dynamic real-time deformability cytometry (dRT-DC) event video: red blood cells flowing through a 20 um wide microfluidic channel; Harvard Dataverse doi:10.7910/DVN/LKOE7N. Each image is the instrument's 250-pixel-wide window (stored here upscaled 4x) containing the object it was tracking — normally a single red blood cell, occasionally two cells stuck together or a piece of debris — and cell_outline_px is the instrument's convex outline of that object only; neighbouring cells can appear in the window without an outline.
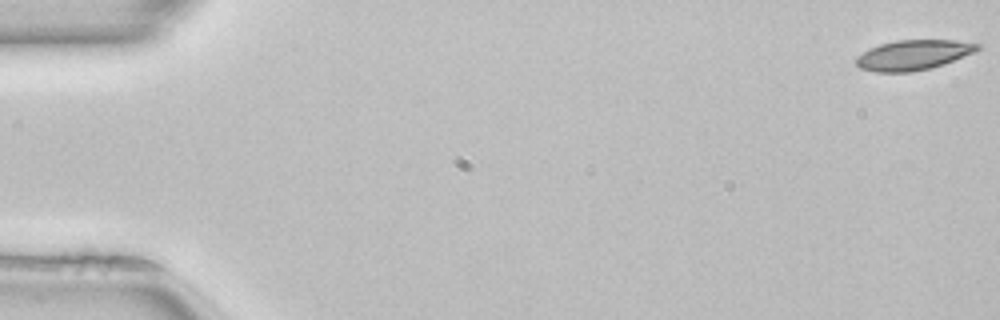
{"species": "common noctule bat (a hibernating species)", "species_latin": "Nyctalus noctula", "temperature_condition": "room temperature", "stored_images_in_passage": 8, "camera_frame_rate_fps": 3000, "um_per_image_px": 0.085, "animal": {"sex": "female", "body_mass_g": 22.7, "forearm_length_mm": 54.2}, "frame": {"image": 1, "passage_image": 1, "time_ms": 0.0, "image_size_px": [1000, 320], "cell_outline_px": [[980, 48], [972, 52], [944, 64], [928, 68], [908, 72], [876, 72], [860, 68], [856, 64], [856, 56], [868, 48], [880, 44], [896, 40], [952, 40], [980, 44]], "centroid_in_image_um": [77.56, 4.67], "position_along_channel_um": 7.4, "area_um2": 20.98}}